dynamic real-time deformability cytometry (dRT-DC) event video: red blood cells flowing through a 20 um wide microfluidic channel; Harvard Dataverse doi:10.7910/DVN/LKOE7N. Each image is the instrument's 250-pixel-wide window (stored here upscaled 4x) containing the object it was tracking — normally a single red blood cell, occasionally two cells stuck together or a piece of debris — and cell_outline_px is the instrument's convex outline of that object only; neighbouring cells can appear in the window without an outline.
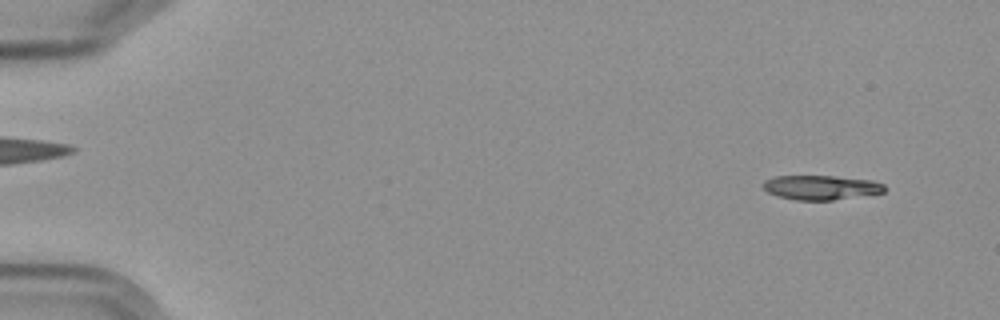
{"species": "Egyptian fruit bat (a non-hibernating species)", "species_latin": "Rousettus aegyptiacus", "temperature_condition": "cold", "stored_images_in_passage": 7, "camera_frame_rate_fps": 3000, "um_per_image_px": 0.085, "frame": {"image": 1, "passage_image": 1, "time_ms": 0.0, "image_size_px": [1000, 320], "cell_outline_px": [[884, 192], [832, 200], [796, 200], [776, 196], [768, 192], [760, 184], [764, 180], [776, 176], [832, 176], [872, 180], [884, 184]], "centroid_in_image_um": [69.73, 15.93], "position_along_channel_um": 15.3, "area_um2": 17.22}}
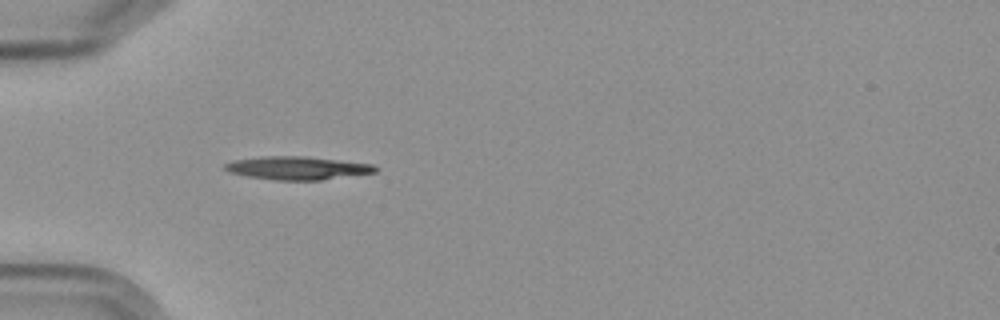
{"frame": {"image": 2, "passage_image": 5, "time_ms": 4.667, "image_size_px": [1000, 320], "cell_outline_px": [[376, 172], [320, 180], [276, 180], [248, 176], [232, 172], [224, 168], [224, 164], [232, 160], [264, 156], [304, 156], [376, 164]], "centroid_in_image_um": [25.3, 14.27], "position_along_channel_um": 59.7, "area_um2": 20.17}}
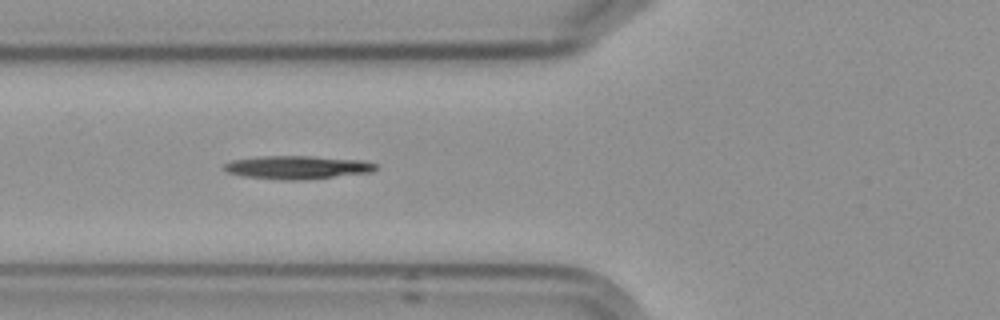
{"frame": {"image": 3, "passage_image": 6, "time_ms": 6.0, "image_size_px": [1000, 320], "cell_outline_px": [[380, 168], [372, 172], [296, 180], [284, 180], [244, 176], [224, 172], [220, 168], [224, 164], [232, 160], [260, 156], [312, 156], [360, 160], [376, 164]], "centroid_in_image_um": [25.21, 14.22], "position_along_channel_um": 100.6, "area_um2": 20.52}}